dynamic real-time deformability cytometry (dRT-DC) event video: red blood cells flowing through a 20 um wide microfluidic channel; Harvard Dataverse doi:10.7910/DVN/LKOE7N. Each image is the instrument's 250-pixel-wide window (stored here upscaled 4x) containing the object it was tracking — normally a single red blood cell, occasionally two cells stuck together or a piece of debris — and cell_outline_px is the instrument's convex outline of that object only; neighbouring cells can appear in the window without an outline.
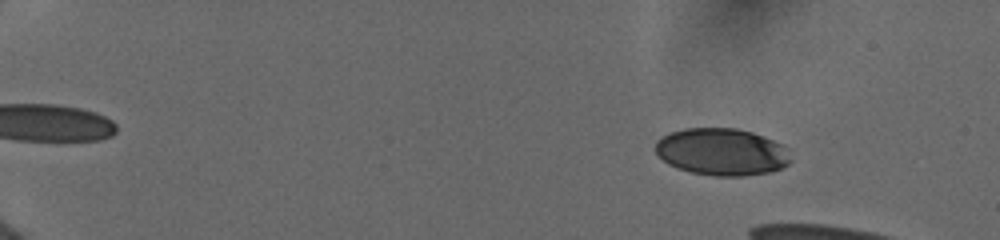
{"species": "human", "species_latin": "Homo sapiens", "temperature_condition": "cold", "stored_images_in_passage": 14, "camera_frame_rate_fps": 3000, "um_per_image_px": 0.085, "donor": {"sex": "female"}, "frame": {"image": 1, "passage_image": 1, "time_ms": 0.0, "image_size_px": [1000, 240], "cell_outline_px": [[792, 160], [788, 164], [772, 172], [744, 176], [716, 176], [692, 172], [676, 168], [668, 164], [656, 152], [656, 140], [672, 132], [684, 128], [736, 128], [752, 132], [764, 136], [784, 144], [788, 148]], "centroid_in_image_um": [61.4, 12.91], "position_along_channel_um": 23.6, "area_um2": 37.4}}